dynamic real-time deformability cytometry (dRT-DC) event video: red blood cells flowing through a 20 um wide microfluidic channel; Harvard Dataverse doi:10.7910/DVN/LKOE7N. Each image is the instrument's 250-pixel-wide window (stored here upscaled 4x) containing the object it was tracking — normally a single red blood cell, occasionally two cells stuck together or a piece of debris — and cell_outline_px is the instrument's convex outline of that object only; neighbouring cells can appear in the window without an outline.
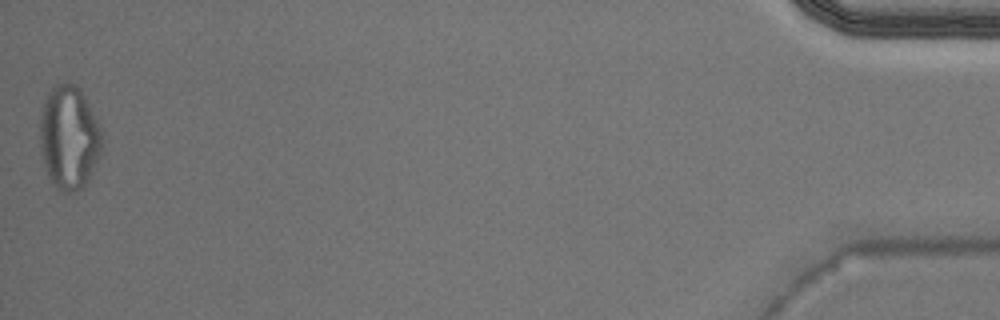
{"species": "Egyptian fruit bat (a non-hibernating species)", "species_latin": "Rousettus aegyptiacus", "temperature_condition": "warm", "stored_images_in_passage": 35, "camera_frame_rate_fps": 3000, "um_per_image_px": 0.085, "animal": {"sex": "male"}, "frame": {"image": 1, "passage_image": 35, "time_ms": 11.333, "image_size_px": [1000, 320], "cell_outline_px": [[100, 156], [84, 188], [76, 192], [64, 192], [56, 188], [52, 184], [48, 176], [44, 164], [40, 144], [40, 116], [44, 100], [48, 92], [56, 84], [76, 84], [80, 88], [96, 120], [100, 132]], "centroid_in_image_um": [5.84, 11.72], "position_along_channel_um": 429.4, "area_um2": 37.17}}